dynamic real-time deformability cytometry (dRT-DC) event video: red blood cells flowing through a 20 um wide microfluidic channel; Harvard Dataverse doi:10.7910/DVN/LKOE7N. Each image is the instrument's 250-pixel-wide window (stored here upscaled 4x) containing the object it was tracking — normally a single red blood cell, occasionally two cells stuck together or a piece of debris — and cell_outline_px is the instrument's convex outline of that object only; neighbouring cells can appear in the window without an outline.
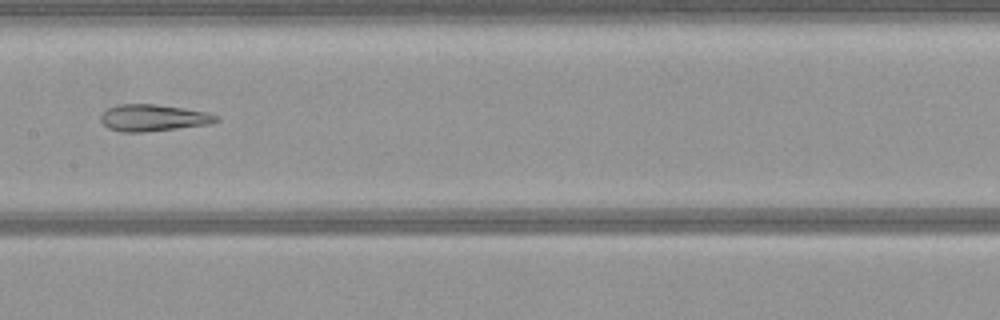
{"species": "common noctule bat (a hibernating species)", "species_latin": "Nyctalus noctula", "temperature_condition": "warm", "stored_images_in_passage": 52, "camera_frame_rate_fps": 3000, "um_per_image_px": 0.085, "animal": {"sex": "female", "body_mass_g": 21.9}, "frame": {"image": 1, "passage_image": 26, "time_ms": 8.333, "image_size_px": [1000, 320], "cell_outline_px": [[220, 120], [212, 124], [144, 132], [120, 132], [108, 128], [100, 120], [100, 116], [108, 108], [120, 104], [156, 104], [184, 108], [204, 112], [216, 116]], "centroid_in_image_um": [13.01, 10.02], "position_along_channel_um": 194.4, "area_um2": 17.92}}
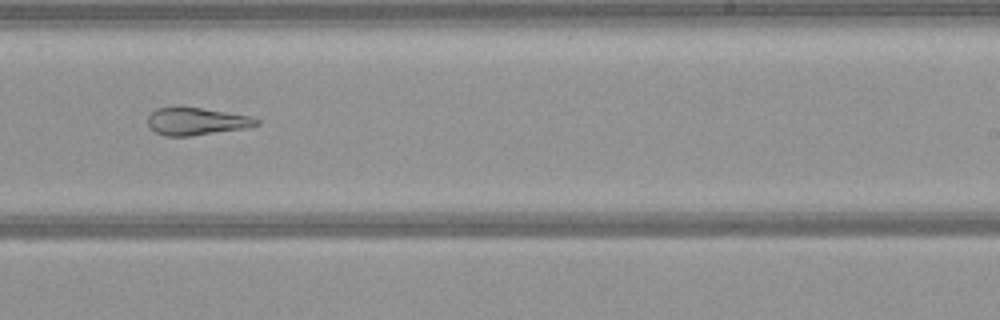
{"frame": {"image": 2, "passage_image": 32, "time_ms": 10.333, "image_size_px": [1000, 320], "cell_outline_px": [[260, 124], [244, 128], [188, 136], [164, 136], [148, 128], [148, 116], [156, 108], [200, 108], [248, 116], [260, 120]], "centroid_in_image_um": [16.65, 10.33], "position_along_channel_um": 272.3, "area_um2": 16.94}}
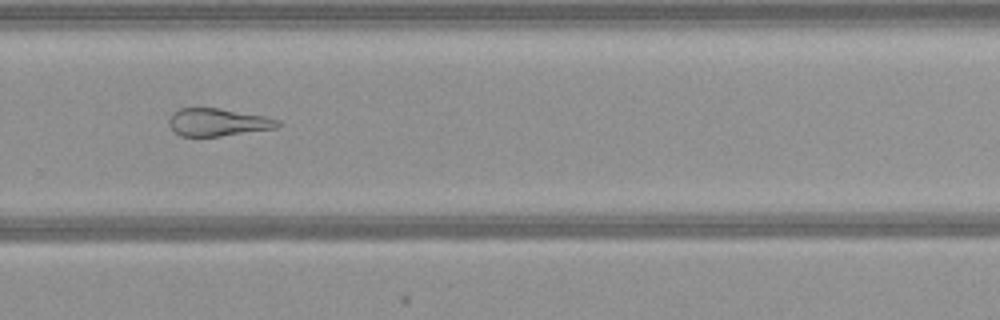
{"frame": {"image": 3, "passage_image": 35, "time_ms": 11.333, "image_size_px": [1000, 320], "cell_outline_px": [[280, 124], [276, 128], [220, 136], [180, 136], [168, 124], [168, 120], [172, 112], [180, 108], [220, 108], [264, 116], [280, 120]], "centroid_in_image_um": [18.49, 10.38], "position_along_channel_um": 311.3, "area_um2": 17.46}}